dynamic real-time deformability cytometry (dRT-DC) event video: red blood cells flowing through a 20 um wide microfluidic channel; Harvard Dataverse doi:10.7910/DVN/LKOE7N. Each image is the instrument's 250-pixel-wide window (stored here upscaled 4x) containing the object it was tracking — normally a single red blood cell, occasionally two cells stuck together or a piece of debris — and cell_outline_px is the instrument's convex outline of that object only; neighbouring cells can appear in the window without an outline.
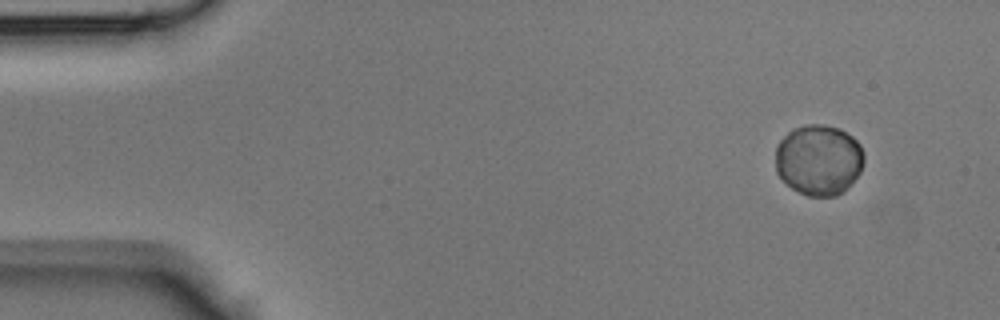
{"species": "Egyptian fruit bat (a non-hibernating species)", "species_latin": "Rousettus aegyptiacus", "temperature_condition": "room temperature", "stored_images_in_passage": 22, "camera_frame_rate_fps": 3000, "um_per_image_px": 0.085, "animal": {"sex": "male"}, "frame": {"image": 1, "passage_image": 1, "time_ms": 0.0, "image_size_px": [1000, 320], "cell_outline_px": [[864, 164], [860, 172], [836, 196], [808, 196], [792, 188], [776, 172], [776, 144], [792, 128], [804, 124], [820, 124], [840, 128], [852, 136], [860, 144], [864, 152]], "centroid_in_image_um": [69.58, 13.55], "position_along_channel_um": 15.4, "area_um2": 36.41}}
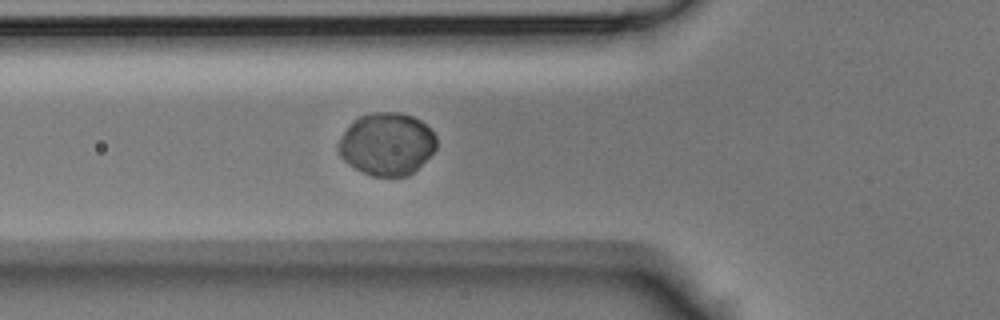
{"frame": {"image": 2, "passage_image": 13, "time_ms": 4.0, "image_size_px": [1000, 320], "cell_outline_px": [[436, 148], [408, 176], [372, 176], [356, 168], [344, 160], [340, 156], [340, 140], [344, 132], [360, 116], [372, 112], [400, 112], [412, 116], [420, 120], [436, 136]], "centroid_in_image_um": [32.9, 12.23], "position_along_channel_um": 92.9, "area_um2": 34.91}}
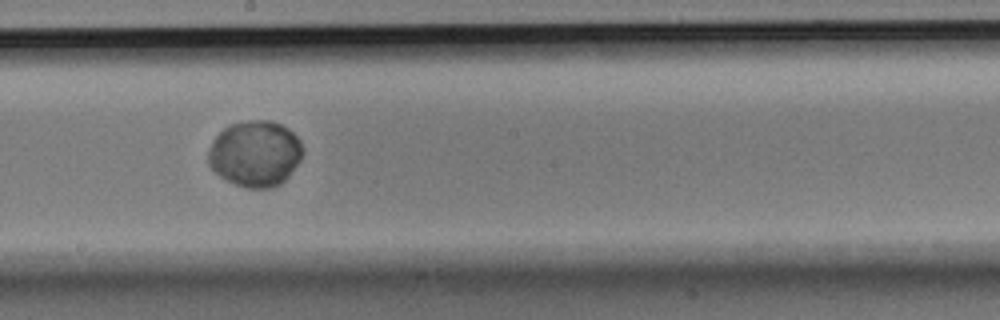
{"frame": {"image": 3, "passage_image": 22, "time_ms": 7.0, "image_size_px": [1000, 320], "cell_outline_px": [[304, 152], [300, 160], [288, 176], [280, 184], [268, 188], [248, 188], [236, 184], [220, 176], [208, 164], [208, 152], [216, 136], [224, 128], [232, 124], [248, 120], [272, 120], [288, 128], [300, 140]], "centroid_in_image_um": [21.71, 13.05], "position_along_channel_um": 226.5, "area_um2": 36.13}}